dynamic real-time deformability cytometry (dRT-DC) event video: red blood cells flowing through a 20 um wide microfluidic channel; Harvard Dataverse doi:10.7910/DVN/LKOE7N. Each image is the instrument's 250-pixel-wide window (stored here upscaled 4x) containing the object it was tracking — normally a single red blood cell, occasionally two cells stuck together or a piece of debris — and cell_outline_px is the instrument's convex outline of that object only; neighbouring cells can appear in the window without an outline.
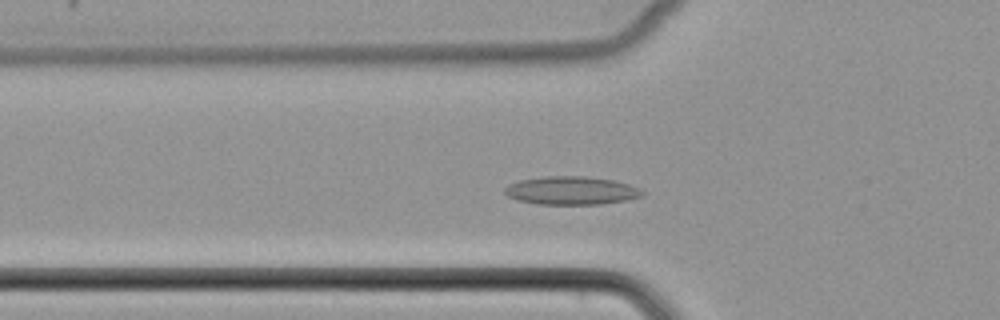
{"species": "common noctule bat (a hibernating species)", "species_latin": "Nyctalus noctula", "temperature_condition": "cold", "stored_images_in_passage": 43, "camera_frame_rate_fps": 3000, "um_per_image_px": 0.085, "animal": {"sex": "female", "body_mass_g": 22.7, "forearm_length_mm": 54.2}, "frame": {"image": 1, "passage_image": 9, "time_ms": 2.667, "image_size_px": [1000, 320], "cell_outline_px": [[644, 196], [628, 200], [600, 204], [536, 204], [516, 200], [508, 196], [504, 192], [504, 188], [508, 184], [520, 180], [544, 176], [584, 176], [616, 180], [640, 188], [644, 192]], "centroid_in_image_um": [48.57, 16.19], "position_along_channel_um": 77.2, "area_um2": 22.89}}
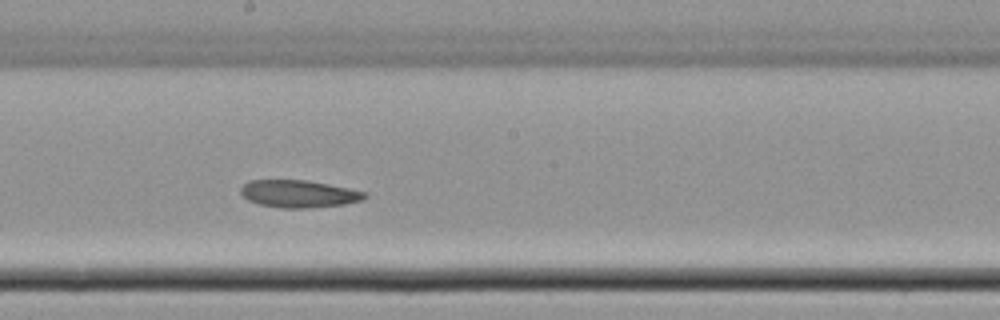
{"frame": {"image": 2, "passage_image": 20, "time_ms": 6.333, "image_size_px": [1000, 320], "cell_outline_px": [[368, 196], [364, 200], [344, 204], [308, 208], [280, 208], [260, 204], [248, 200], [240, 192], [240, 188], [248, 180], [304, 180], [328, 184], [368, 192]], "centroid_in_image_um": [25.42, 16.47], "position_along_channel_um": 222.8, "area_um2": 19.83}}
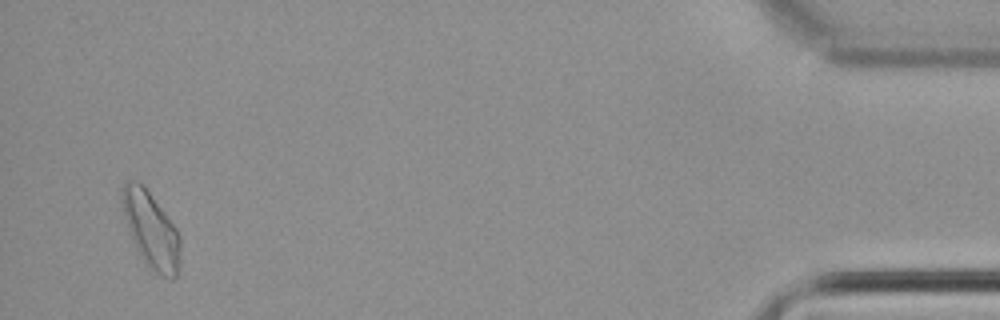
{"frame": {"image": 3, "passage_image": 41, "time_ms": 13.333, "image_size_px": [1000, 320], "cell_outline_px": [[180, 264], [176, 276], [172, 280], [160, 276], [144, 260], [136, 248], [128, 228], [124, 216], [120, 200], [120, 192], [124, 184], [128, 180], [136, 180], [144, 184], [176, 228], [180, 236]], "centroid_in_image_um": [12.84, 19.5], "position_along_channel_um": 422.4, "area_um2": 25.84}}